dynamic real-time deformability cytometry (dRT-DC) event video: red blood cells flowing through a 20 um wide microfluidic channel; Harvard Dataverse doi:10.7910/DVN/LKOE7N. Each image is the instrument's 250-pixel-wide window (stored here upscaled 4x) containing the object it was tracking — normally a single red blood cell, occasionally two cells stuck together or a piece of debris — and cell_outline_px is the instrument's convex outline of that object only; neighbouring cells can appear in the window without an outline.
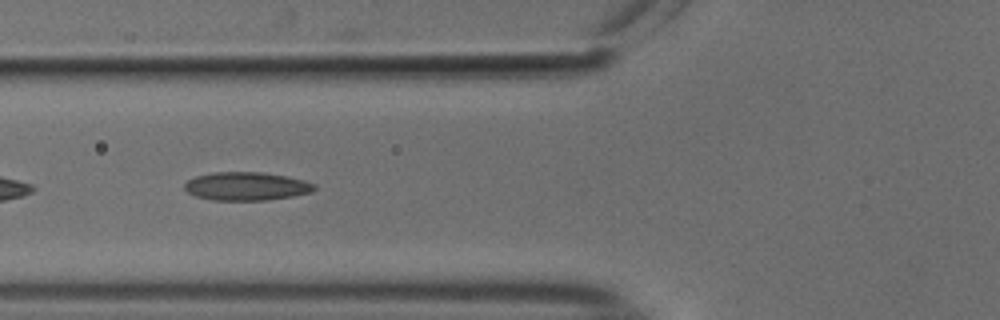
{"species": "common noctule bat (a hibernating species)", "species_latin": "Nyctalus noctula", "temperature_condition": "cold", "stored_images_in_passage": 40, "camera_frame_rate_fps": 3000, "um_per_image_px": 0.085, "animal": {"sex": "male", "body_mass_g": 18.8}, "frame": {"image": 1, "passage_image": 13, "time_ms": 4.0, "image_size_px": [1000, 320], "cell_outline_px": [[316, 188], [312, 192], [292, 196], [264, 200], [212, 200], [196, 196], [188, 192], [184, 188], [184, 184], [188, 180], [196, 176], [212, 172], [260, 172], [284, 176], [304, 180], [316, 184]], "centroid_in_image_um": [20.94, 15.83], "position_along_channel_um": 104.9, "area_um2": 21.33}}
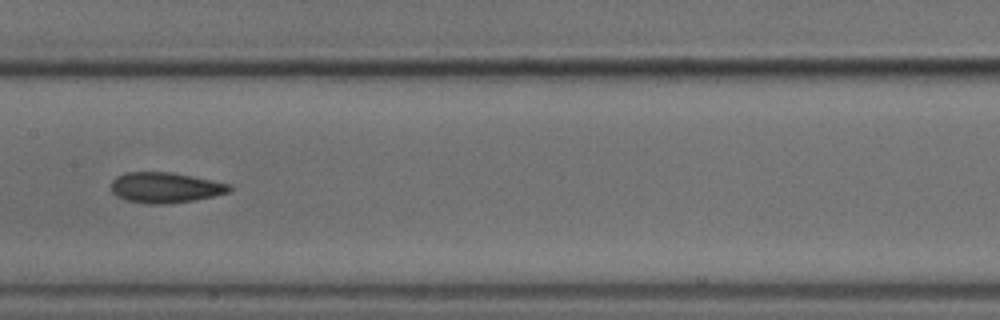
{"frame": {"image": 2, "passage_image": 20, "time_ms": 6.333, "image_size_px": [1000, 320], "cell_outline_px": [[232, 188], [228, 192], [212, 196], [192, 200], [168, 204], [148, 204], [124, 200], [116, 196], [112, 192], [112, 180], [116, 176], [124, 172], [172, 172], [232, 184]], "centroid_in_image_um": [14.02, 15.94], "position_along_channel_um": 193.4, "area_um2": 21.1}}
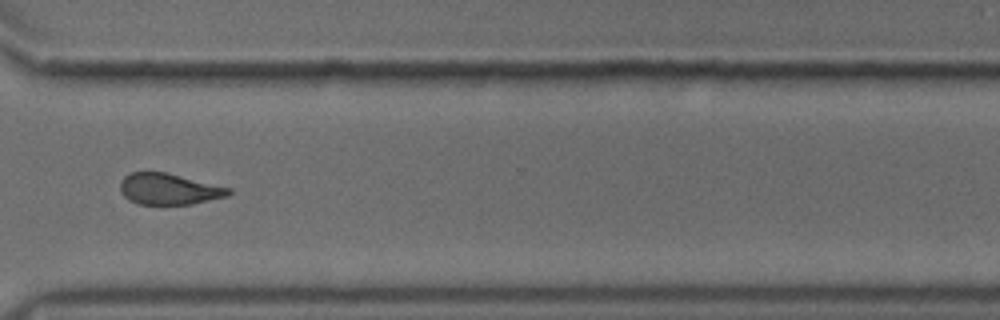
{"frame": {"image": 3, "passage_image": 33, "time_ms": 10.667, "image_size_px": [1000, 320], "cell_outline_px": [[232, 192], [228, 196], [192, 204], [140, 204], [128, 200], [120, 192], [120, 180], [124, 176], [132, 172], [164, 172], [232, 188]], "centroid_in_image_um": [14.35, 16.07], "position_along_channel_um": 356.2, "area_um2": 19.71}, "authors_computed_cell_mechanics": {"area_um2": 20.9236, "velocity_mm_per_s": 3.7662, "shape_relaxation_time_tau1_ms": 4.4777, "shape_relaxation_time_tau2_ms": 2.6467, "deformation_change_tau1": 0.1054, "deformation_change_tau2": 0.1001}}